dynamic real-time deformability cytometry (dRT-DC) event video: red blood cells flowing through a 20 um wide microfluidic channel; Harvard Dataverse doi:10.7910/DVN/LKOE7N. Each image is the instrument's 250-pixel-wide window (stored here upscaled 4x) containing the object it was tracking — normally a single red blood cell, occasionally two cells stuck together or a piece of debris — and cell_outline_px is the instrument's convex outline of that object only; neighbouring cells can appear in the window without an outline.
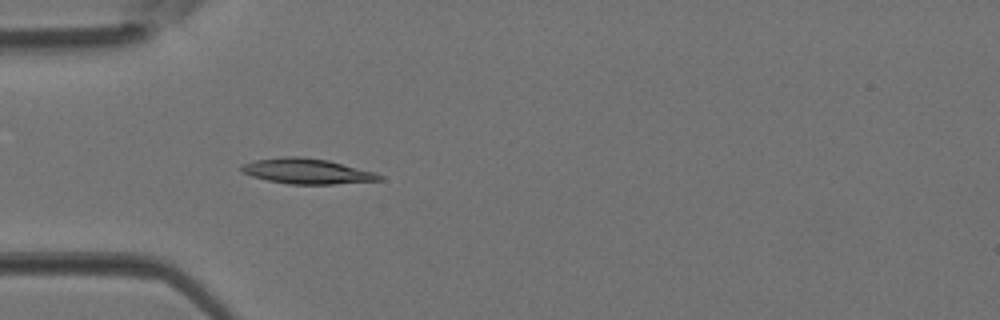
{"species": "Egyptian fruit bat (a non-hibernating species)", "species_latin": "Rousettus aegyptiacus", "temperature_condition": "room temperature", "stored_images_in_passage": 3, "camera_frame_rate_fps": 3000, "um_per_image_px": 0.085, "animal": {"sex": "female"}, "frame": {"image": 1, "passage_image": 3, "time_ms": 0.667, "image_size_px": [1000, 320], "cell_outline_px": [[384, 180], [332, 184], [288, 184], [268, 180], [252, 176], [240, 172], [240, 164], [256, 160], [284, 156], [300, 156], [328, 160], [376, 172], [384, 176]], "centroid_in_image_um": [26.1, 14.55], "position_along_channel_um": 58.9, "area_um2": 20.52}}